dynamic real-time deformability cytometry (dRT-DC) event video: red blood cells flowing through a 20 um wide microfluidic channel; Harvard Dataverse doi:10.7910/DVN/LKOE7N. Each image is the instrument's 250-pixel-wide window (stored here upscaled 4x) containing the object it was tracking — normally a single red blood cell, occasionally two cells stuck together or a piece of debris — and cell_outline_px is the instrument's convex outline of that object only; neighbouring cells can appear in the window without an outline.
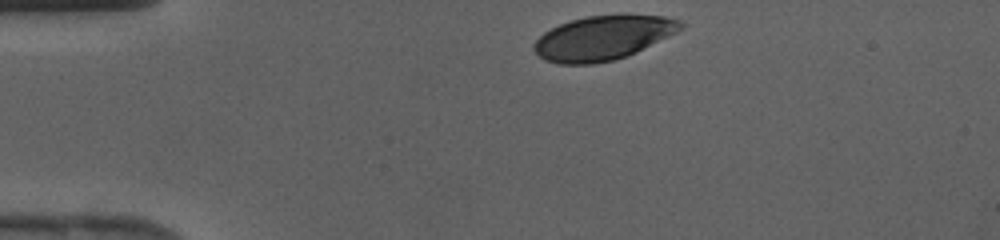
{"species": "human", "species_latin": "Homo sapiens", "temperature_condition": "cold", "stored_images_in_passage": 28, "camera_frame_rate_fps": 3000, "um_per_image_px": 0.085, "donor": {"sex": "female"}, "frame": {"image": 1, "passage_image": 1, "time_ms": 0.0, "image_size_px": [1000, 240], "cell_outline_px": [[684, 28], [628, 56], [612, 60], [592, 64], [556, 64], [544, 60], [532, 48], [532, 44], [544, 32], [560, 24], [572, 20], [588, 16], [620, 12], [628, 12], [664, 16], [684, 20]], "centroid_in_image_um": [51.3, 3.17], "position_along_channel_um": 33.7, "area_um2": 38.67}}
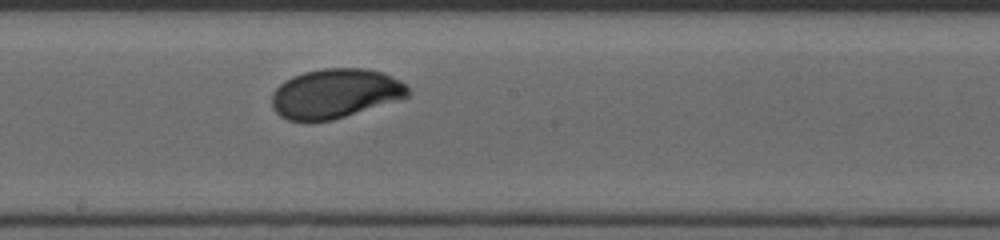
{"frame": {"image": 2, "passage_image": 16, "time_ms": 5.0, "image_size_px": [1000, 240], "cell_outline_px": [[412, 92], [408, 96], [400, 100], [332, 120], [288, 120], [280, 116], [272, 108], [272, 92], [284, 80], [292, 76], [304, 72], [324, 68], [364, 68], [384, 72], [400, 80]], "centroid_in_image_um": [28.51, 7.93], "position_along_channel_um": 219.7, "area_um2": 39.36}}
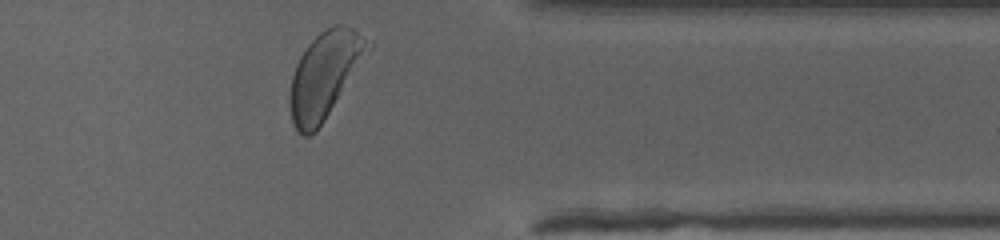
{"frame": {"image": 3, "passage_image": 27, "time_ms": 8.667, "image_size_px": [1000, 240], "cell_outline_px": [[372, 48], [316, 132], [308, 136], [304, 136], [296, 132], [292, 124], [288, 100], [288, 96], [292, 76], [296, 64], [300, 56], [308, 44], [320, 32], [336, 24], [340, 24], [352, 28], [372, 40]], "centroid_in_image_um": [27.59, 6.38], "position_along_channel_um": 383.8, "area_um2": 39.25}}